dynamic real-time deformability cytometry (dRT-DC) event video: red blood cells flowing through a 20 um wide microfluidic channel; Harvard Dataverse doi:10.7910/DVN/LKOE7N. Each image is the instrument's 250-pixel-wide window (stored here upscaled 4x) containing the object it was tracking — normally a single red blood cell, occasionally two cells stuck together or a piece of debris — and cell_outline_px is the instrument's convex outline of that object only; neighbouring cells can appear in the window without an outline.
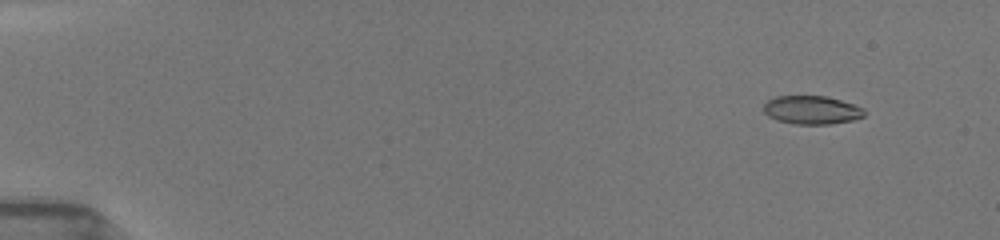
{"species": "common noctule bat (a hibernating species)", "species_latin": "Nyctalus noctula", "temperature_condition": "room temperature", "stored_images_in_passage": 53, "camera_frame_rate_fps": 3000, "um_per_image_px": 0.085, "animal": {"sex": "female", "body_mass_g": 19.5, "forearm_length_mm": 54.1}, "frame": {"image": 1, "passage_image": 5, "time_ms": 1.333, "image_size_px": [1000, 240], "cell_outline_px": [[864, 116], [852, 120], [828, 124], [796, 124], [780, 120], [768, 116], [764, 112], [764, 104], [768, 100], [776, 96], [824, 96], [840, 100], [864, 108]], "centroid_in_image_um": [68.99, 9.34], "position_along_channel_um": 16.0, "area_um2": 16.42}}
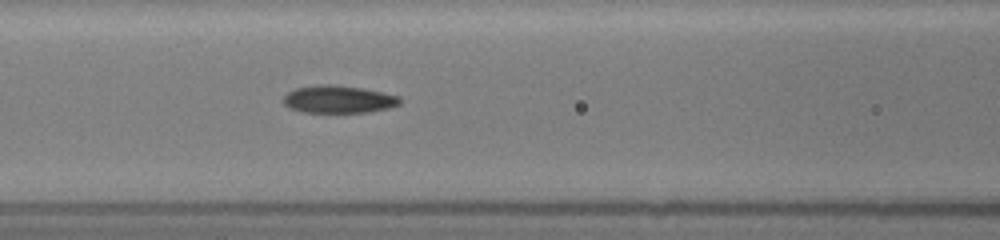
{"frame": {"image": 2, "passage_image": 24, "time_ms": 7.667, "image_size_px": [1000, 240], "cell_outline_px": [[400, 104], [388, 108], [368, 112], [304, 112], [288, 108], [284, 104], [284, 96], [288, 92], [296, 88], [316, 84], [336, 84], [360, 88], [400, 96]], "centroid_in_image_um": [28.74, 8.43], "position_along_channel_um": 137.9, "area_um2": 18.67}}
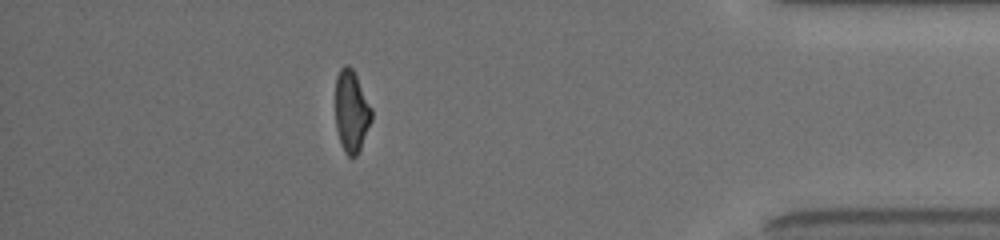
{"frame": {"image": 3, "passage_image": 47, "time_ms": 15.333, "image_size_px": [1000, 240], "cell_outline_px": [[372, 120], [360, 148], [356, 156], [348, 156], [344, 152], [336, 128], [336, 76], [340, 68], [344, 64], [348, 64], [352, 68], [372, 108]], "centroid_in_image_um": [29.87, 9.44], "position_along_channel_um": 405.3, "area_um2": 17.11}, "authors_computed_cell_mechanics": {"area_um2": 18.0336, "velocity_mm_per_s": 3.9798, "shape_relaxation_time_tau1_ms": 7.0543, "shape_relaxation_time_tau2_ms": 2.2282, "deformation_change_tau1": 0.2119, "deformation_change_tau2": 0.0863}}